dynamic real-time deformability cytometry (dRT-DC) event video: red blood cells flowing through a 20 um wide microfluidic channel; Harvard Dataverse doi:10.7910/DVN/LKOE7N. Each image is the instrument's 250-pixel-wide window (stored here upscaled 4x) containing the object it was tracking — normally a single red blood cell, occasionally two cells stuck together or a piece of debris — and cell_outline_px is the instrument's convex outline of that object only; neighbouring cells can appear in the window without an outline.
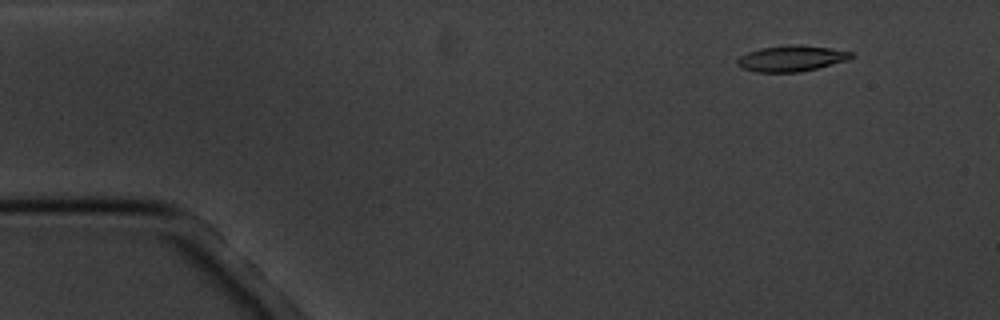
{"species": "common noctule bat (a hibernating species)", "species_latin": "Nyctalus noctula", "temperature_condition": "cold", "stored_images_in_passage": 5, "camera_frame_rate_fps": 3000, "um_per_image_px": 0.085, "animal": {"sex": "male", "body_mass_g": 20.1, "forearm_length_mm": 53.5}, "frame": {"image": 1, "passage_image": 2, "time_ms": 1.333, "image_size_px": [1000, 320], "cell_outline_px": [[852, 56], [848, 60], [800, 72], [756, 72], [744, 68], [736, 64], [736, 60], [740, 56], [748, 52], [760, 48], [788, 44], [800, 44], [828, 48], [852, 52]], "centroid_in_image_um": [67.24, 4.96], "position_along_channel_um": 17.8, "area_um2": 17.11}}
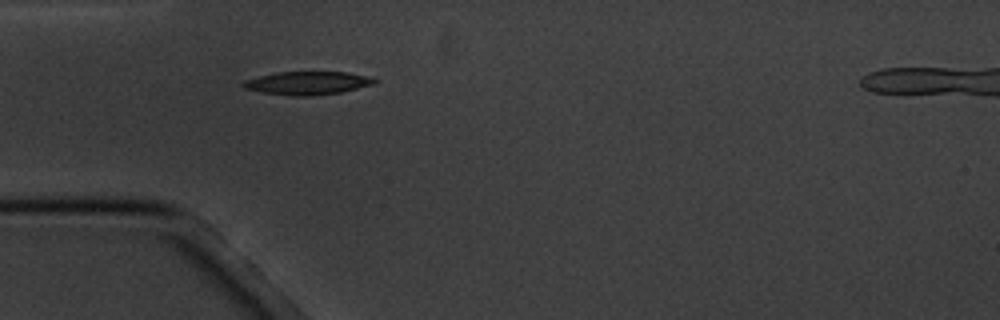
{"frame": {"image": 2, "passage_image": 5, "time_ms": 5.0, "image_size_px": [1000, 320], "cell_outline_px": [[380, 80], [376, 84], [340, 92], [308, 96], [296, 96], [260, 92], [244, 88], [240, 84], [244, 80], [276, 72], [348, 72], [376, 76]], "centroid_in_image_um": [26.23, 7.05], "position_along_channel_um": 58.8, "area_um2": 18.03}}